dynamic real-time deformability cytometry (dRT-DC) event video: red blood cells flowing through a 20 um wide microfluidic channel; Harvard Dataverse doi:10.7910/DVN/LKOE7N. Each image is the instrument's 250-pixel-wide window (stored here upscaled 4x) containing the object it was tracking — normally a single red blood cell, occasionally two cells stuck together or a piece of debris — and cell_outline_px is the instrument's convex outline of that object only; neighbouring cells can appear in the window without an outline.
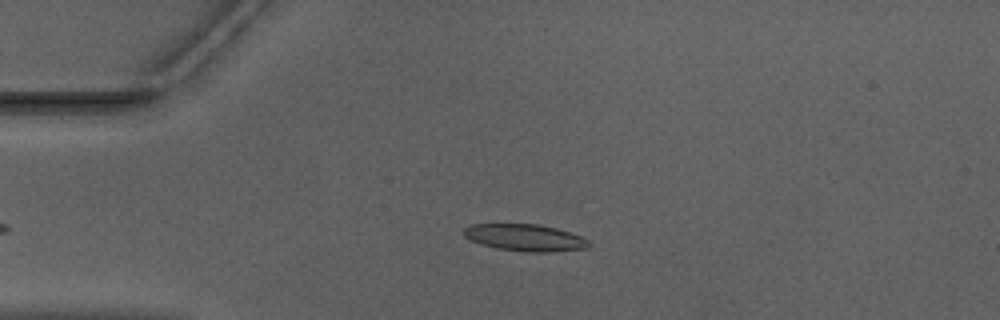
{"species": "Egyptian fruit bat (a non-hibernating species)", "species_latin": "Rousettus aegyptiacus", "temperature_condition": "warm", "stored_images_in_passage": 44, "camera_frame_rate_fps": 3000, "um_per_image_px": 0.085, "animal": {"sex": "male"}, "frame": {"image": 1, "passage_image": 5, "time_ms": 1.333, "image_size_px": [1000, 320], "cell_outline_px": [[592, 244], [588, 248], [548, 252], [528, 252], [496, 248], [480, 244], [464, 236], [464, 228], [472, 224], [536, 224], [556, 228], [584, 236]], "centroid_in_image_um": [44.68, 20.2], "position_along_channel_um": 40.3, "area_um2": 19.65}}
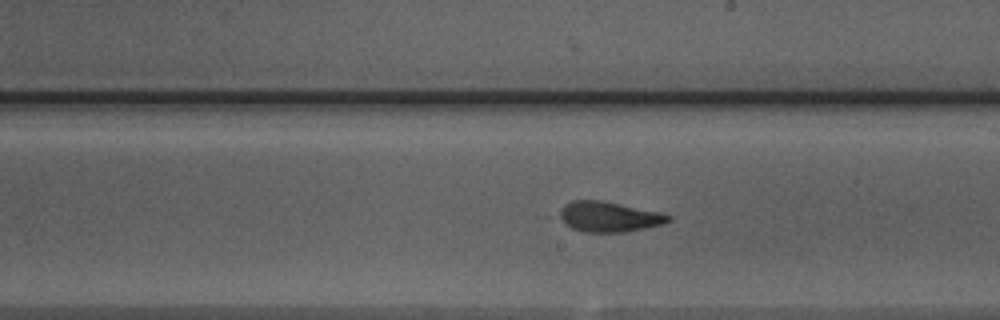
{"frame": {"image": 2, "passage_image": 22, "time_ms": 7.0, "image_size_px": [1000, 320], "cell_outline_px": [[672, 220], [664, 224], [624, 232], [584, 232], [572, 228], [544, 216], [564, 204], [572, 200], [600, 200], [620, 204], [656, 212], [672, 216]], "centroid_in_image_um": [51.48, 18.42], "position_along_channel_um": 237.5, "area_um2": 20.11}}
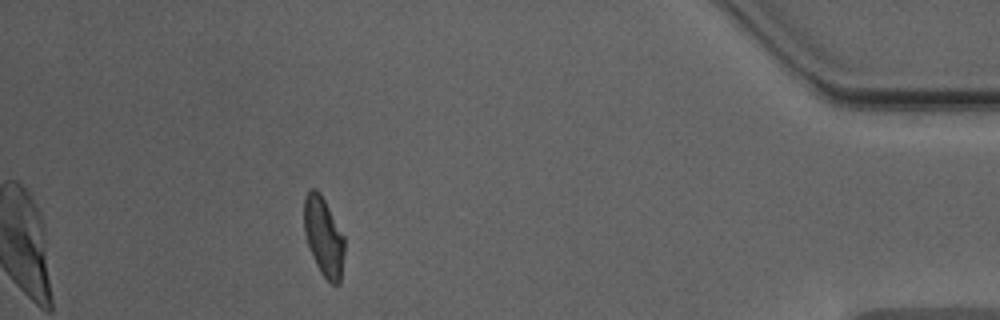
{"frame": {"image": 3, "passage_image": 39, "time_ms": 12.667, "image_size_px": [1000, 320], "cell_outline_px": [[344, 252], [340, 284], [332, 284], [320, 272], [316, 264], [308, 244], [304, 232], [304, 200], [308, 192], [312, 188], [316, 188], [320, 192], [344, 236]], "centroid_in_image_um": [27.51, 20.11], "position_along_channel_um": 407.7, "area_um2": 18.38}, "authors_computed_cell_mechanics": {"area_um2": 19.1896, "velocity_mm_per_s": 3.9724, "shape_relaxation_time_tau1_ms": 10.6688, "shape_relaxation_time_tau2_ms": null, "deformation_change_tau1": 0.2614, "deformation_change_tau2": null}}